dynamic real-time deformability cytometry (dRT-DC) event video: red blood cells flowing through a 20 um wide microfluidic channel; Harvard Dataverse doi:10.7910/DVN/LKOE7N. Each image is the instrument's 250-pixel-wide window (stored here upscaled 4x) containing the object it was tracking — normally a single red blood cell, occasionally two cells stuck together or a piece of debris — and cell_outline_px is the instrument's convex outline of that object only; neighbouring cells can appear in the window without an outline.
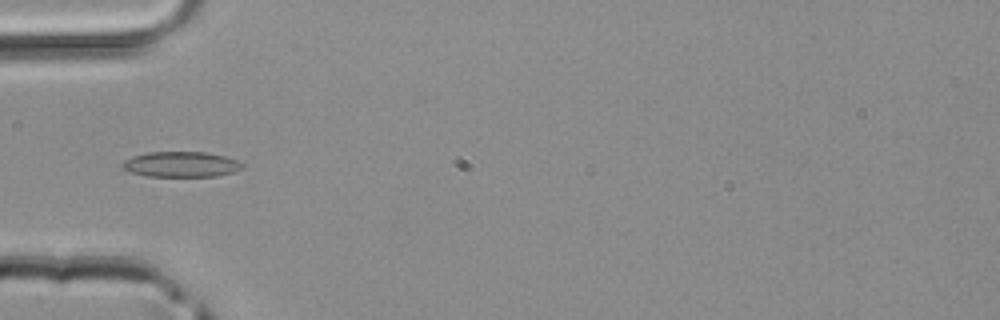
{"species": "common noctule bat (a hibernating species)", "species_latin": "Nyctalus noctula", "temperature_condition": "room temperature", "stored_images_in_passage": 39, "camera_frame_rate_fps": 3000, "um_per_image_px": 0.085, "animal": {"sex": "male", "body_mass_g": 20.4}, "frame": {"image": 1, "passage_image": 8, "time_ms": 2.333, "image_size_px": [1000, 320], "cell_outline_px": [[244, 168], [232, 172], [216, 176], [148, 176], [132, 172], [120, 168], [120, 164], [124, 160], [132, 156], [148, 152], [208, 152], [224, 156], [236, 160], [244, 164]], "centroid_in_image_um": [15.37, 13.96], "position_along_channel_um": 69.6, "area_um2": 17.8}}
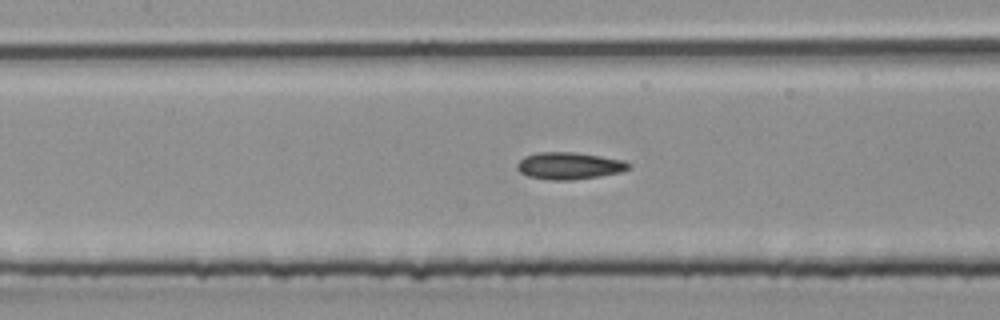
{"frame": {"image": 2, "passage_image": 14, "time_ms": 4.333, "image_size_px": [1000, 320], "cell_outline_px": [[632, 168], [620, 172], [596, 176], [568, 180], [552, 180], [528, 176], [520, 172], [516, 168], [516, 164], [524, 156], [540, 152], [576, 152], [624, 160], [632, 164]], "centroid_in_image_um": [48.39, 14.08], "position_along_channel_um": 159.0, "area_um2": 17.51}}
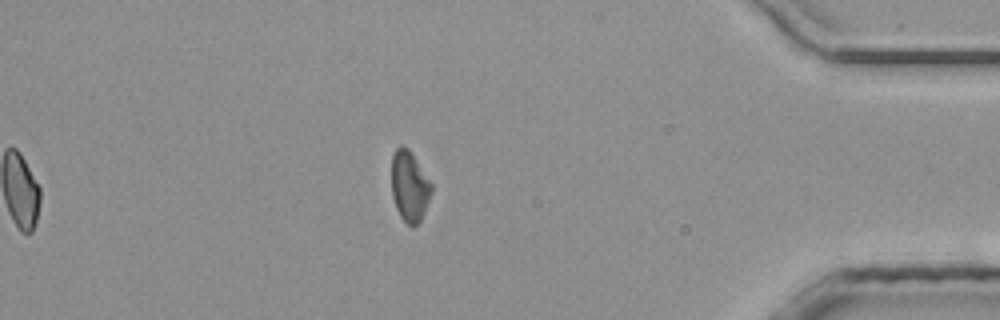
{"frame": {"image": 3, "passage_image": 33, "time_ms": 10.667, "image_size_px": [1000, 320], "cell_outline_px": [[432, 192], [424, 212], [420, 220], [412, 228], [400, 216], [396, 208], [392, 196], [392, 152], [400, 144], [408, 148], [432, 184]], "centroid_in_image_um": [34.79, 15.82], "position_along_channel_um": 400.4, "area_um2": 16.3}}